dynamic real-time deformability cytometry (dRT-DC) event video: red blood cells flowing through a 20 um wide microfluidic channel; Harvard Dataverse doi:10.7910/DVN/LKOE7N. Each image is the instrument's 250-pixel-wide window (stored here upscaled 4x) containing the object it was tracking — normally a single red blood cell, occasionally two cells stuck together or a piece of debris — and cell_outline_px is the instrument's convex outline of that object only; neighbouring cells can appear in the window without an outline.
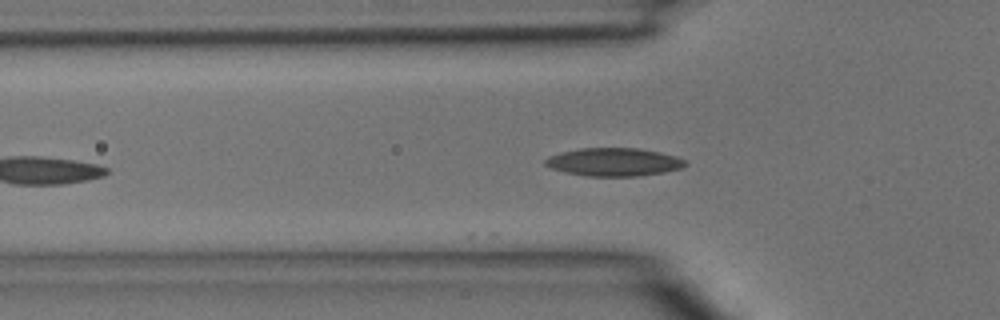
{"species": "common noctule bat (a hibernating species)", "species_latin": "Nyctalus noctula", "temperature_condition": "room temperature", "stored_images_in_passage": 2, "camera_frame_rate_fps": 3000, "um_per_image_px": 0.085, "animal": {"sex": "male", "body_mass_g": 15.6}, "frame": {"image": 1, "passage_image": 2, "time_ms": 0.333, "image_size_px": [1000, 320], "cell_outline_px": [[688, 164], [680, 168], [664, 172], [636, 176], [588, 176], [564, 172], [552, 168], [544, 164], [544, 160], [548, 156], [560, 152], [580, 148], [640, 148], [660, 152], [676, 156], [684, 160]], "centroid_in_image_um": [52.16, 13.76], "position_along_channel_um": 73.6, "area_um2": 22.95}}